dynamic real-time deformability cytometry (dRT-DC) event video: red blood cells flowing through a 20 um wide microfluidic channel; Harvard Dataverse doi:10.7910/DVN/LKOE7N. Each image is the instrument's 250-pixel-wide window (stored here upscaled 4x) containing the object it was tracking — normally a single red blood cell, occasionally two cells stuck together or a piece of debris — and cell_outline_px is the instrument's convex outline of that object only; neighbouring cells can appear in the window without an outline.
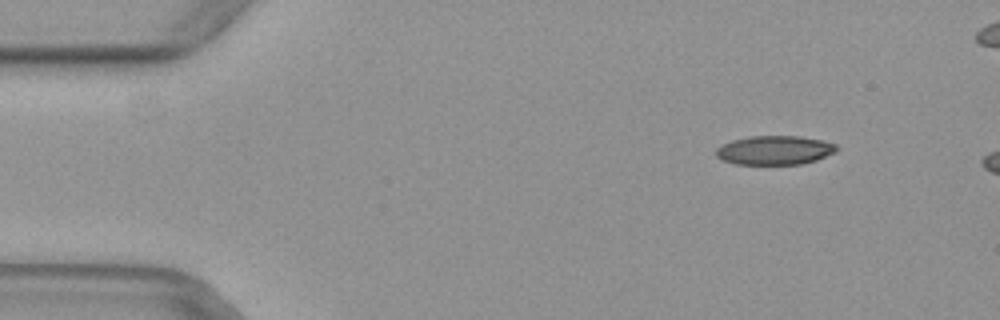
{"species": "common noctule bat (a hibernating species)", "species_latin": "Nyctalus noctula", "temperature_condition": "warm", "stored_images_in_passage": 11, "camera_frame_rate_fps": 3000, "um_per_image_px": 0.085, "animal": {"sex": "female", "body_mass_g": 29.2, "forearm_length_mm": 56.3}, "frame": {"image": 1, "passage_image": 5, "time_ms": 1.333, "image_size_px": [1000, 320], "cell_outline_px": [[836, 152], [816, 160], [800, 164], [736, 164], [724, 160], [716, 156], [716, 148], [720, 144], [732, 140], [748, 136], [800, 136], [820, 140], [836, 144]], "centroid_in_image_um": [65.81, 12.76], "position_along_channel_um": 19.2, "area_um2": 20.35}}